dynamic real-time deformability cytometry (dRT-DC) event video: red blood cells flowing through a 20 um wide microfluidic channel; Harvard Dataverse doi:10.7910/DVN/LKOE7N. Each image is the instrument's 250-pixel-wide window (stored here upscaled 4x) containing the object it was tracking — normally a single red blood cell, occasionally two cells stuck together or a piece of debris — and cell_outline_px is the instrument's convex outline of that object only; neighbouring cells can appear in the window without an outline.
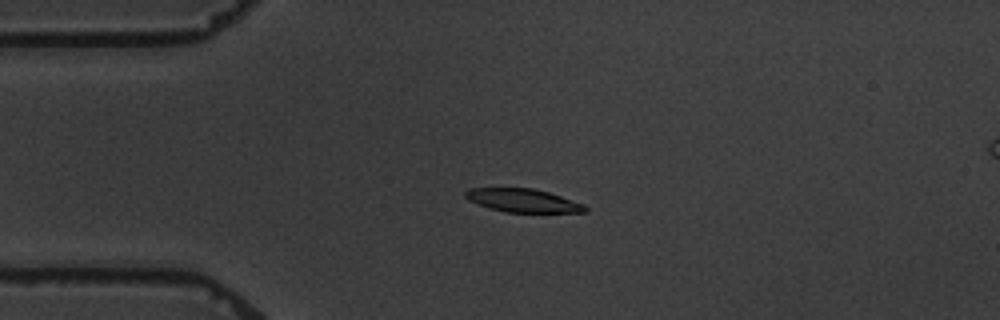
{"species": "common noctule bat (a hibernating species)", "species_latin": "Nyctalus noctula", "temperature_condition": "warm", "stored_images_in_passage": 5, "camera_frame_rate_fps": 3000, "um_per_image_px": 0.085, "animal": {"sex": "male", "body_mass_g": 19.5, "forearm_length_mm": 54.6}, "frame": {"image": 1, "passage_image": 3, "time_ms": 3.333, "image_size_px": [1000, 320], "cell_outline_px": [[588, 212], [504, 212], [488, 208], [468, 200], [464, 196], [464, 192], [468, 188], [532, 188], [548, 192], [584, 204], [588, 208]], "centroid_in_image_um": [44.42, 17.04], "position_along_channel_um": 40.6, "area_um2": 16.3}}